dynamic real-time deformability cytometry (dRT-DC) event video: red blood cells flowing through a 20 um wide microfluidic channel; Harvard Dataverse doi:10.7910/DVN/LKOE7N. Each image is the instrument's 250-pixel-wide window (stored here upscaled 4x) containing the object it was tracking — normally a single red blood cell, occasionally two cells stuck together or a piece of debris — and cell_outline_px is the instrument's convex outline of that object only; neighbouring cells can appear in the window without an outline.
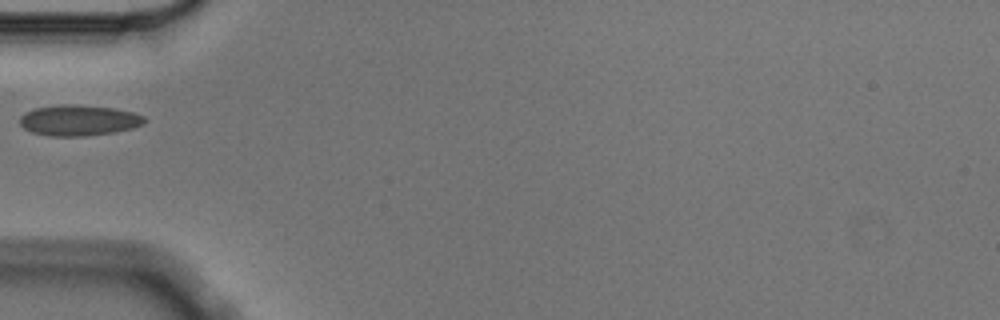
{"species": "Egyptian fruit bat (a non-hibernating species)", "species_latin": "Rousettus aegyptiacus", "temperature_condition": "cold", "stored_images_in_passage": 1, "camera_frame_rate_fps": 3000, "um_per_image_px": 0.085, "animal": {"sex": "male"}, "frame": {"image": 1, "passage_image": 1, "time_ms": 0.0, "image_size_px": [1000, 320], "cell_outline_px": [[144, 124], [132, 128], [112, 132], [80, 136], [52, 136], [32, 132], [24, 128], [20, 124], [20, 116], [24, 112], [36, 108], [60, 104], [76, 104], [112, 108], [132, 112], [144, 116]], "centroid_in_image_um": [6.66, 10.22], "position_along_channel_um": 78.3, "area_um2": 22.14}}